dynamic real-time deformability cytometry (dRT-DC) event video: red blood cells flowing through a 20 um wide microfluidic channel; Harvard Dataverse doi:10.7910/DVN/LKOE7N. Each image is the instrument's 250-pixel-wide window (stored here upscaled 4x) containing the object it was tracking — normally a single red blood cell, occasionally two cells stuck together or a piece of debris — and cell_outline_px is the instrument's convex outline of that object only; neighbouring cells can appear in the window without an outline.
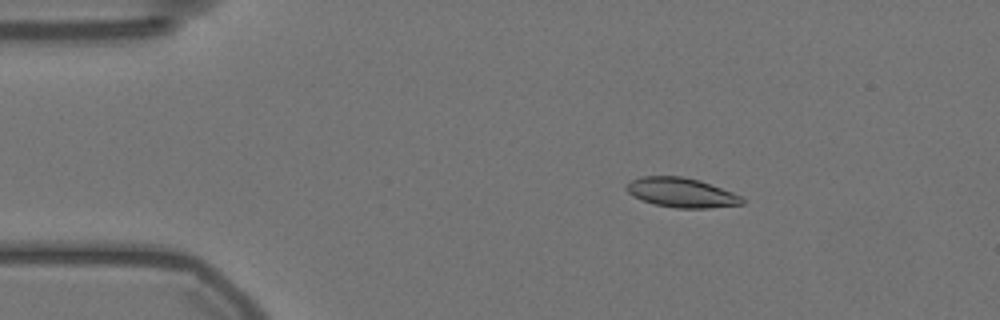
{"species": "Egyptian fruit bat (a non-hibernating species)", "species_latin": "Rousettus aegyptiacus", "temperature_condition": "warm", "stored_images_in_passage": 56, "camera_frame_rate_fps": 3000, "um_per_image_px": 0.085, "animal": {"sex": "female"}, "frame": {"image": 1, "passage_image": 8, "time_ms": 2.333, "image_size_px": [1000, 320], "cell_outline_px": [[744, 204], [708, 208], [676, 208], [656, 204], [640, 200], [632, 196], [624, 188], [632, 180], [640, 176], [680, 176], [700, 180], [732, 192], [740, 196], [744, 200]], "centroid_in_image_um": [57.9, 16.37], "position_along_channel_um": 27.1, "area_um2": 19.88}}
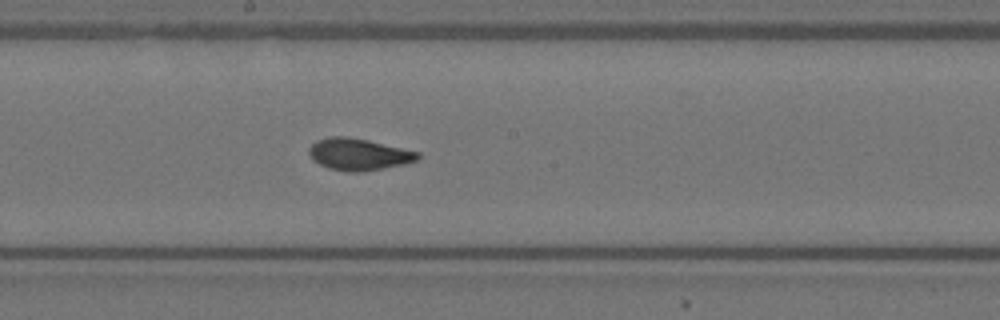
{"frame": {"image": 2, "passage_image": 29, "time_ms": 9.333, "image_size_px": [1000, 320], "cell_outline_px": [[420, 160], [404, 164], [364, 172], [348, 172], [328, 168], [312, 160], [308, 152], [308, 148], [316, 140], [328, 136], [344, 136], [368, 140], [420, 152]], "centroid_in_image_um": [30.48, 13.12], "position_along_channel_um": 217.7, "area_um2": 20.4}}
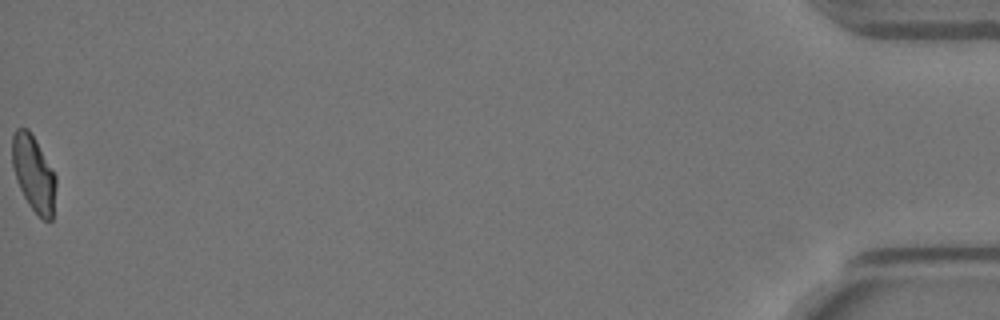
{"frame": {"image": 3, "passage_image": 56, "time_ms": 18.333, "image_size_px": [1000, 320], "cell_outline_px": [[56, 184], [52, 220], [44, 220], [28, 204], [16, 180], [12, 164], [12, 136], [16, 128], [28, 128], [56, 176]], "centroid_in_image_um": [2.84, 14.74], "position_along_channel_um": 432.4, "area_um2": 19.02}, "authors_computed_cell_mechanics": {"area_um2": 19.7387, "velocity_mm_per_s": 3.5428, "shape_relaxation_time_tau1_ms": 9.3813, "shape_relaxation_time_tau2_ms": 1.2838, "deformation_change_tau1": 0.2497, "deformation_change_tau2": 0.0646}}